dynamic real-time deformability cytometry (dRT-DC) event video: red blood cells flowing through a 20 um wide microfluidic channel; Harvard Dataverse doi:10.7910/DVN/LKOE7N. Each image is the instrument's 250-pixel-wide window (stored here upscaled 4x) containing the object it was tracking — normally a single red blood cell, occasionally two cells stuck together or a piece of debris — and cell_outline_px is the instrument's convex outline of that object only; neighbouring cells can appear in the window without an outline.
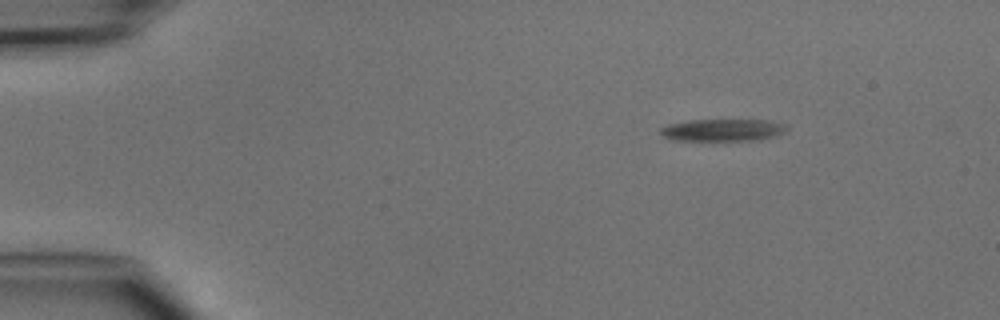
{"species": "common noctule bat (a hibernating species)", "species_latin": "Nyctalus noctula", "temperature_condition": "cold", "stored_images_in_passage": 3, "camera_frame_rate_fps": 3000, "um_per_image_px": 0.085, "animal": {"sex": "male", "body_mass_g": 15.6}, "frame": {"image": 1, "passage_image": 1, "time_ms": 0.0, "image_size_px": [1000, 320], "cell_outline_px": [[788, 128], [784, 132], [776, 136], [760, 140], [672, 140], [660, 136], [660, 128], [668, 124], [688, 120], [768, 120], [788, 124]], "centroid_in_image_um": [61.44, 11.05], "position_along_channel_um": 23.6, "area_um2": 16.53}}